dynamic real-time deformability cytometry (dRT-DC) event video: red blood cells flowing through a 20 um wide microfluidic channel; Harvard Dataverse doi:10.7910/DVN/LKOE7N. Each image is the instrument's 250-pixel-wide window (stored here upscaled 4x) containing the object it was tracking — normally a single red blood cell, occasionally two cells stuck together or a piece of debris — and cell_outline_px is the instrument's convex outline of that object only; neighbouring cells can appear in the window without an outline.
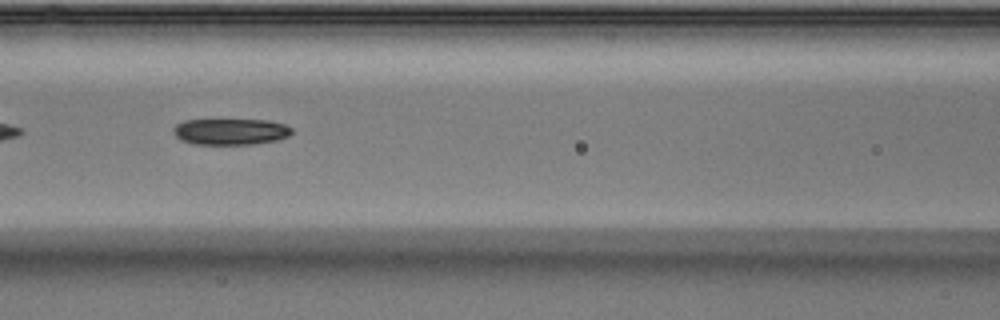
{"species": "Egyptian fruit bat (a non-hibernating species)", "species_latin": "Rousettus aegyptiacus", "temperature_condition": "warm", "stored_images_in_passage": 52, "segment_of_instrument_passage": [2, 2], "camera_frame_rate_fps": 3000, "um_per_image_px": 0.085, "animal": {"sex": "male"}, "frame": {"image": 1, "passage_image": 24, "time_ms": 7.667, "image_size_px": [1000, 320], "cell_outline_px": [[292, 132], [288, 136], [276, 140], [252, 144], [192, 144], [180, 140], [172, 132], [172, 128], [176, 124], [184, 120], [268, 120], [284, 124], [292, 128]], "centroid_in_image_um": [19.56, 11.19], "position_along_channel_um": 147.0, "area_um2": 18.15}}
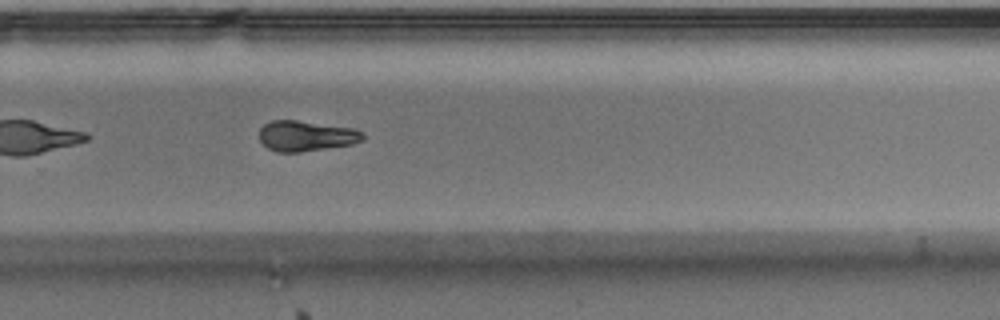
{"frame": {"image": 2, "passage_image": 36, "time_ms": 11.667, "image_size_px": [1000, 320], "cell_outline_px": [[364, 140], [352, 144], [300, 152], [276, 152], [268, 148], [260, 140], [260, 128], [264, 124], [272, 120], [296, 120], [356, 128], [364, 136]], "centroid_in_image_um": [26.02, 11.55], "position_along_channel_um": 303.8, "area_um2": 18.38}}
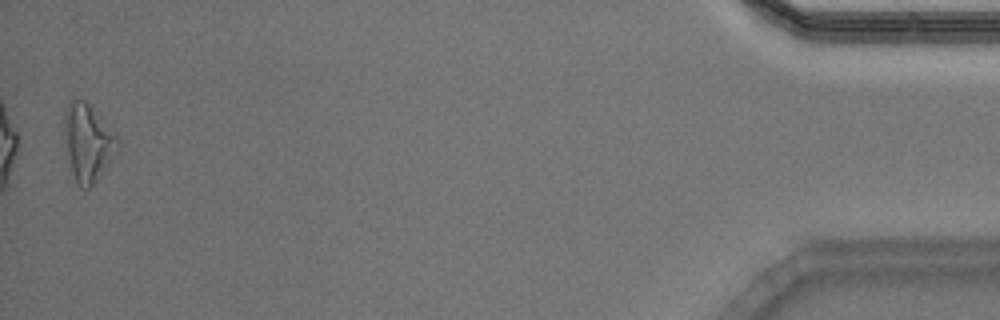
{"frame": {"image": 3, "passage_image": 52, "time_ms": 17.0, "image_size_px": [1000, 320], "cell_outline_px": [[120, 144], [112, 160], [96, 180], [88, 188], [80, 188], [76, 184], [68, 160], [64, 128], [64, 112], [68, 100], [84, 100], [116, 132], [120, 140]], "centroid_in_image_um": [7.48, 12.11], "position_along_channel_um": 427.7, "area_um2": 24.04}}